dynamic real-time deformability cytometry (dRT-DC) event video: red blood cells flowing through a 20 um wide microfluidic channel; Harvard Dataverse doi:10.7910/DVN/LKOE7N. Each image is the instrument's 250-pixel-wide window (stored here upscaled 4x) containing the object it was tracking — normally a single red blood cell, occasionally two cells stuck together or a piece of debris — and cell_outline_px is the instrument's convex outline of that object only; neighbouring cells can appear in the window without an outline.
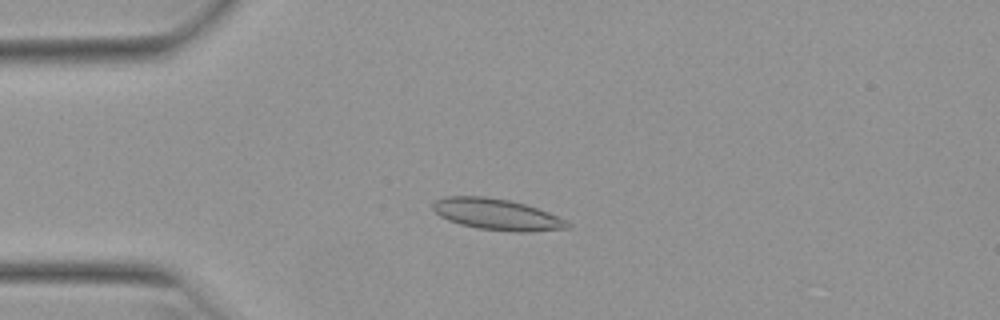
{"species": "Egyptian fruit bat (a non-hibernating species)", "species_latin": "Rousettus aegyptiacus", "temperature_condition": "warm", "stored_images_in_passage": 48, "camera_frame_rate_fps": 3000, "um_per_image_px": 0.085, "animal": {"sex": "female"}, "frame": {"image": 1, "passage_image": 13, "time_ms": 4.0, "image_size_px": [1000, 320], "cell_outline_px": [[572, 228], [532, 232], [512, 232], [480, 228], [460, 224], [448, 220], [440, 216], [432, 208], [432, 204], [436, 200], [444, 196], [484, 196], [512, 200], [548, 212], [568, 220], [572, 224]], "centroid_in_image_um": [42.29, 18.23], "position_along_channel_um": 42.7, "area_um2": 24.74}}
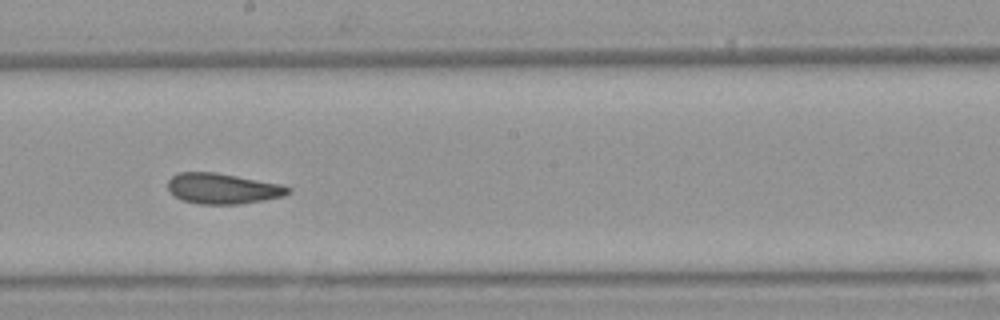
{"frame": {"image": 2, "passage_image": 29, "time_ms": 9.333, "image_size_px": [1000, 320], "cell_outline_px": [[292, 192], [284, 196], [264, 200], [240, 204], [200, 204], [184, 200], [176, 196], [168, 188], [168, 180], [172, 176], [180, 172], [216, 172], [280, 184], [292, 188]], "centroid_in_image_um": [18.97, 16.02], "position_along_channel_um": 229.2, "area_um2": 21.33}}
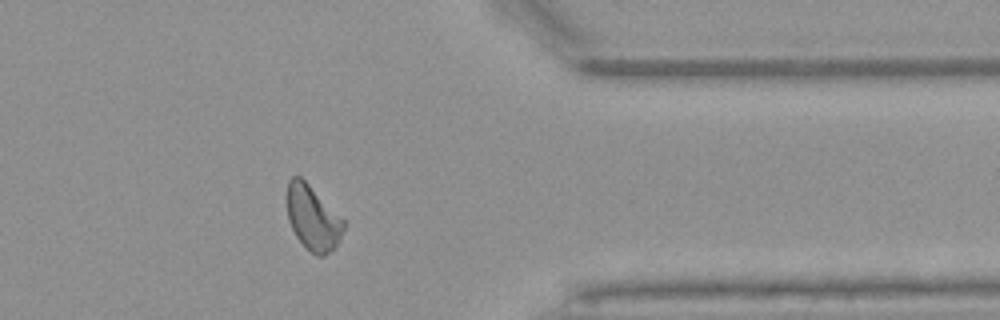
{"frame": {"image": 3, "passage_image": 42, "time_ms": 13.667, "image_size_px": [1000, 320], "cell_outline_px": [[344, 228], [340, 240], [332, 252], [324, 256], [316, 256], [304, 248], [296, 236], [288, 220], [284, 200], [288, 180], [292, 176], [300, 176], [344, 220]], "centroid_in_image_um": [26.54, 18.54], "position_along_channel_um": 384.9, "area_um2": 21.79}}